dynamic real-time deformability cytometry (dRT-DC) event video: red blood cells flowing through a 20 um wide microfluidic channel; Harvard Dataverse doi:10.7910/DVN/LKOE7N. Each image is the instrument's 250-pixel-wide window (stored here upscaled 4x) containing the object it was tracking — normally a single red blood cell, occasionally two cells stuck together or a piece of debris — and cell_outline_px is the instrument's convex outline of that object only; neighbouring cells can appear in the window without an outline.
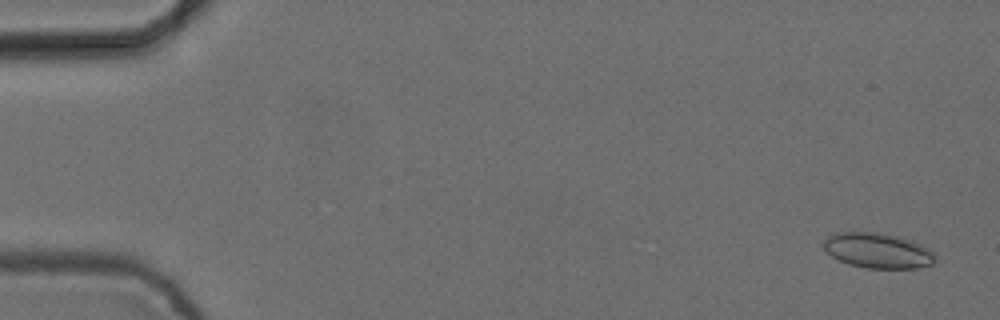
{"species": "common noctule bat (a hibernating species)", "species_latin": "Nyctalus noctula", "temperature_condition": "cold", "stored_images_in_passage": 5, "camera_frame_rate_fps": 3000, "um_per_image_px": 0.085, "animal": {"sex": "female", "body_mass_g": 24.6, "forearm_length_mm": 56.2}, "frame": {"image": 1, "passage_image": 1, "time_ms": 0.0, "image_size_px": [1000, 320], "cell_outline_px": [[936, 264], [916, 268], [868, 268], [848, 264], [824, 252], [824, 240], [828, 236], [836, 232], [880, 232], [900, 236], [912, 240], [928, 248], [936, 256]], "centroid_in_image_um": [74.63, 21.29], "position_along_channel_um": 10.4, "area_um2": 23.18}}